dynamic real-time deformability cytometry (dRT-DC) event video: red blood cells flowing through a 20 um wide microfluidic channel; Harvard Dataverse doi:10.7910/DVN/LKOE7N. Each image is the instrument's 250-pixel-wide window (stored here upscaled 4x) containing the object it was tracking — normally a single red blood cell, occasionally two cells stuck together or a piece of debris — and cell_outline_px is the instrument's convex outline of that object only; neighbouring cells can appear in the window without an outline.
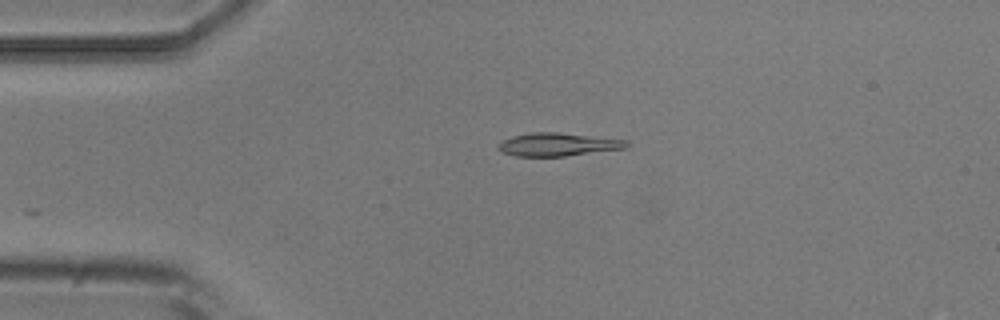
{"species": "common noctule bat (a hibernating species)", "species_latin": "Nyctalus noctula", "temperature_condition": "room temperature", "stored_images_in_passage": 2, "camera_frame_rate_fps": 3000, "um_per_image_px": 0.085, "animal": {"sex": "male", "body_mass_g": 20.5, "forearm_length_mm": 52.5}, "frame": {"image": 1, "passage_image": 1, "time_ms": 0.0, "image_size_px": [1000, 320], "cell_outline_px": [[628, 144], [624, 148], [564, 156], [516, 156], [500, 152], [496, 148], [496, 144], [500, 140], [512, 136], [532, 132], [556, 132], [628, 140]], "centroid_in_image_um": [47.31, 12.27], "position_along_channel_um": 37.7, "area_um2": 17.28}}